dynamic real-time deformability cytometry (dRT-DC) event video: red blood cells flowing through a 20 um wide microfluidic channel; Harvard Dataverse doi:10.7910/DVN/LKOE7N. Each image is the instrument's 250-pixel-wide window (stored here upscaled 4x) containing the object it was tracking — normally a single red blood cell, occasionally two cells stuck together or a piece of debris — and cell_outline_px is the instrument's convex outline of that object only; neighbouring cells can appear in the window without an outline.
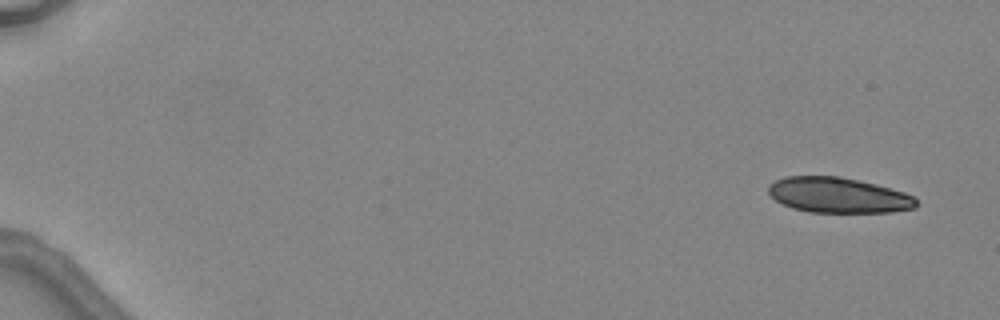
{"species": "common noctule bat (a hibernating species)", "species_latin": "Nyctalus noctula", "temperature_condition": "warm", "stored_images_in_passage": 6, "camera_frame_rate_fps": 3000, "um_per_image_px": 0.085, "animal": {"sex": "female", "body_mass_g": 24.6, "forearm_length_mm": 56.2}, "frame": {"image": 1, "passage_image": 1, "time_ms": 0.0, "image_size_px": [1000, 320], "cell_outline_px": [[916, 208], [892, 212], [808, 212], [792, 208], [776, 200], [768, 192], [768, 184], [784, 176], [840, 176], [860, 180], [876, 184], [904, 192], [916, 196]], "centroid_in_image_um": [71.27, 16.58], "position_along_channel_um": 13.7, "area_um2": 30.63}}